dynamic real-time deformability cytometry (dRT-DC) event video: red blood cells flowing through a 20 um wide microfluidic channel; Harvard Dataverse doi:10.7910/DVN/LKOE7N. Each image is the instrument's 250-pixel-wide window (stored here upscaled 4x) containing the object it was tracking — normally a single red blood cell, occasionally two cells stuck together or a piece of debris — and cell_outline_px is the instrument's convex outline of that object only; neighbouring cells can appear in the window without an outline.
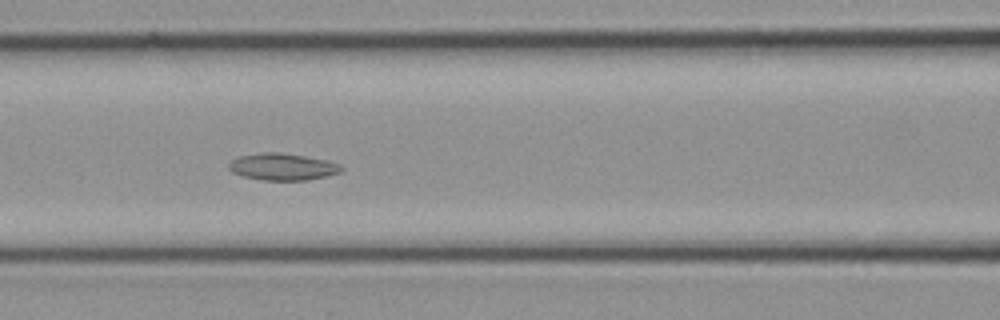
{"species": "common noctule bat (a hibernating species)", "species_latin": "Nyctalus noctula", "temperature_condition": "cold", "stored_images_in_passage": 17, "camera_frame_rate_fps": 3000, "um_per_image_px": 0.085, "animal": {"sex": "female", "body_mass_g": 21.9}, "frame": {"image": 1, "passage_image": 12, "time_ms": 3.667, "image_size_px": [1000, 320], "cell_outline_px": [[344, 168], [340, 172], [328, 176], [308, 180], [264, 180], [244, 176], [232, 172], [228, 168], [228, 164], [232, 160], [240, 156], [260, 152], [280, 152], [328, 160], [340, 164]], "centroid_in_image_um": [24.04, 14.17], "position_along_channel_um": 142.6, "area_um2": 17.69}}
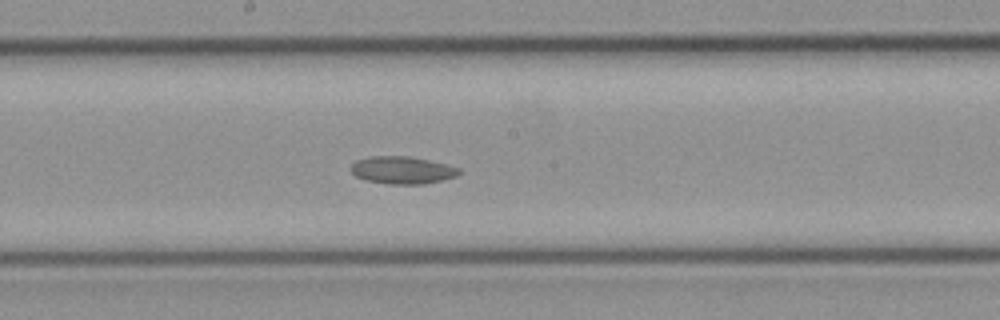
{"frame": {"image": 2, "passage_image": 15, "time_ms": 4.667, "image_size_px": [1000, 320], "cell_outline_px": [[460, 172], [456, 176], [424, 184], [388, 184], [368, 180], [356, 176], [348, 168], [356, 160], [368, 156], [412, 156], [448, 164], [460, 168]], "centroid_in_image_um": [34.18, 14.44], "position_along_channel_um": 214.0, "area_um2": 17.4}}
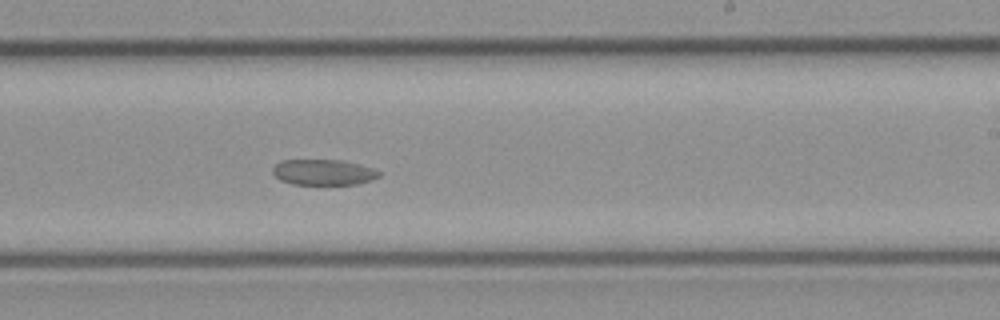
{"frame": {"image": 3, "passage_image": 17, "time_ms": 5.333, "image_size_px": [1000, 320], "cell_outline_px": [[380, 176], [372, 180], [356, 184], [292, 184], [280, 180], [272, 172], [272, 168], [280, 160], [344, 160], [360, 164], [372, 168], [380, 172]], "centroid_in_image_um": [27.49, 14.63], "position_along_channel_um": 261.5, "area_um2": 15.95}}